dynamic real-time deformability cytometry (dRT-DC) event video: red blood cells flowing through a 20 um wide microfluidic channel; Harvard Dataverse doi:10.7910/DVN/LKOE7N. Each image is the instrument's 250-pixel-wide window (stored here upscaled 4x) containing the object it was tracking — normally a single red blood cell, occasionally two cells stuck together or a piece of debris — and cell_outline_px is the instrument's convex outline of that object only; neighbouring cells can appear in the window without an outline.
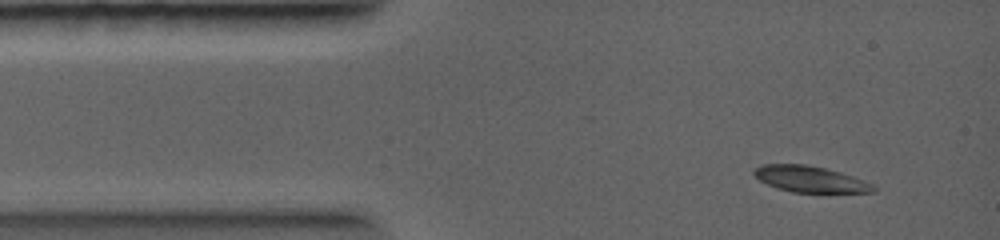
{"species": "common noctule bat (a hibernating species)", "species_latin": "Nyctalus noctula", "temperature_condition": "warm", "stored_images_in_passage": 7, "camera_frame_rate_fps": 5000, "um_per_image_px": 0.085, "animal": {"sex": "female", "body_mass_g": 19.0, "forearm_length_mm": 56.7}, "frame": {"image": 1, "passage_image": 1, "time_ms": 0.0, "image_size_px": [1000, 240], "cell_outline_px": [[876, 192], [792, 192], [776, 188], [760, 180], [752, 172], [760, 164], [808, 164], [840, 172], [852, 176], [872, 184], [876, 188]], "centroid_in_image_um": [68.84, 15.22], "position_along_channel_um": 16.2, "area_um2": 18.03}}
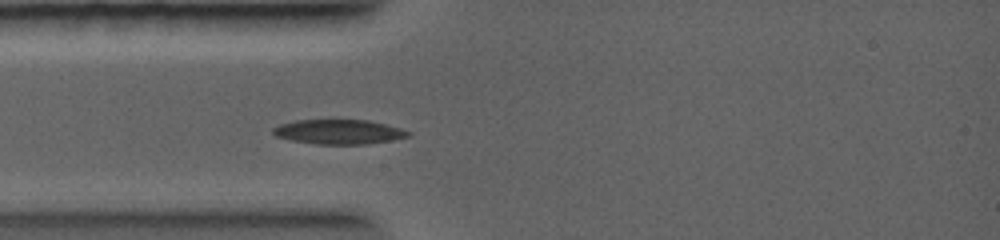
{"frame": {"image": 2, "passage_image": 4, "time_ms": 1.8, "image_size_px": [1000, 240], "cell_outline_px": [[412, 136], [392, 140], [368, 144], [316, 144], [292, 140], [276, 136], [272, 132], [272, 128], [280, 124], [296, 120], [332, 116], [368, 120], [400, 128], [412, 132]], "centroid_in_image_um": [28.79, 11.15], "position_along_channel_um": 56.2, "area_um2": 20.4}}
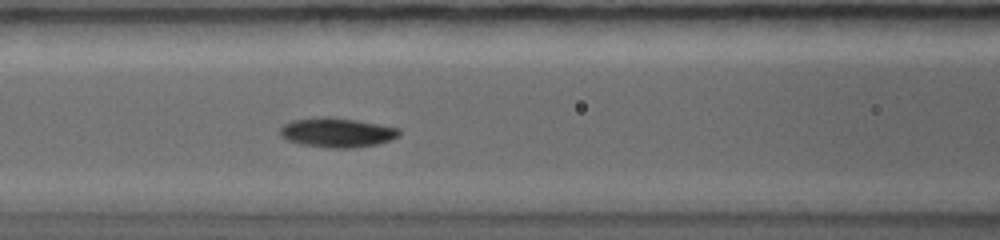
{"frame": {"image": 3, "passage_image": 6, "time_ms": 3.4, "image_size_px": [1000, 240], "cell_outline_px": [[400, 136], [376, 144], [356, 148], [328, 148], [300, 144], [288, 140], [280, 136], [280, 128], [284, 124], [292, 120], [320, 116], [332, 116], [356, 120], [400, 128]], "centroid_in_image_um": [28.63, 11.26], "position_along_channel_um": 138.0, "area_um2": 20.63}}